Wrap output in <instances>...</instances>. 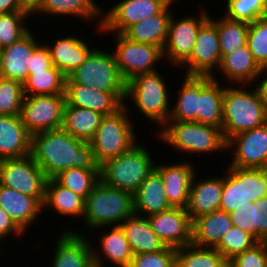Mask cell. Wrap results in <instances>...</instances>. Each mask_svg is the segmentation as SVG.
<instances>
[{"label":"cell","instance_id":"c3c4849f","mask_svg":"<svg viewBox=\"0 0 267 267\" xmlns=\"http://www.w3.org/2000/svg\"><path fill=\"white\" fill-rule=\"evenodd\" d=\"M230 214L233 226L241 228L256 239V226H254V202L239 206Z\"/></svg>","mask_w":267,"mask_h":267},{"label":"cell","instance_id":"11a10c76","mask_svg":"<svg viewBox=\"0 0 267 267\" xmlns=\"http://www.w3.org/2000/svg\"><path fill=\"white\" fill-rule=\"evenodd\" d=\"M43 0H22L23 4L33 12Z\"/></svg>","mask_w":267,"mask_h":267},{"label":"cell","instance_id":"7a4b0ae2","mask_svg":"<svg viewBox=\"0 0 267 267\" xmlns=\"http://www.w3.org/2000/svg\"><path fill=\"white\" fill-rule=\"evenodd\" d=\"M133 214V194L101 181L85 198L83 219L90 228L117 226Z\"/></svg>","mask_w":267,"mask_h":267},{"label":"cell","instance_id":"44dd1931","mask_svg":"<svg viewBox=\"0 0 267 267\" xmlns=\"http://www.w3.org/2000/svg\"><path fill=\"white\" fill-rule=\"evenodd\" d=\"M195 167L189 162L158 164L155 170L160 174L166 197L172 207L186 209L189 202L190 185Z\"/></svg>","mask_w":267,"mask_h":267},{"label":"cell","instance_id":"9c48e42d","mask_svg":"<svg viewBox=\"0 0 267 267\" xmlns=\"http://www.w3.org/2000/svg\"><path fill=\"white\" fill-rule=\"evenodd\" d=\"M223 177L219 209L231 213L267 196V169L228 167Z\"/></svg>","mask_w":267,"mask_h":267},{"label":"cell","instance_id":"8992f818","mask_svg":"<svg viewBox=\"0 0 267 267\" xmlns=\"http://www.w3.org/2000/svg\"><path fill=\"white\" fill-rule=\"evenodd\" d=\"M127 104L110 115H104L96 134L89 142L96 162L120 156L130 150L137 142L134 126L130 122ZM128 110V111H127ZM133 127V128H132Z\"/></svg>","mask_w":267,"mask_h":267},{"label":"cell","instance_id":"f546056e","mask_svg":"<svg viewBox=\"0 0 267 267\" xmlns=\"http://www.w3.org/2000/svg\"><path fill=\"white\" fill-rule=\"evenodd\" d=\"M174 1L172 0L158 15L130 26L123 35L132 41L153 44L163 50L167 41L169 21L173 15L169 9Z\"/></svg>","mask_w":267,"mask_h":267},{"label":"cell","instance_id":"4316f807","mask_svg":"<svg viewBox=\"0 0 267 267\" xmlns=\"http://www.w3.org/2000/svg\"><path fill=\"white\" fill-rule=\"evenodd\" d=\"M133 201L134 213L141 216L144 214V217L172 208L166 197L162 178L156 170H153L133 194Z\"/></svg>","mask_w":267,"mask_h":267},{"label":"cell","instance_id":"2e32d148","mask_svg":"<svg viewBox=\"0 0 267 267\" xmlns=\"http://www.w3.org/2000/svg\"><path fill=\"white\" fill-rule=\"evenodd\" d=\"M221 59L217 27L208 19L197 33L191 57L182 65L187 67L185 75L213 76V70L219 68Z\"/></svg>","mask_w":267,"mask_h":267},{"label":"cell","instance_id":"9f6ffc18","mask_svg":"<svg viewBox=\"0 0 267 267\" xmlns=\"http://www.w3.org/2000/svg\"><path fill=\"white\" fill-rule=\"evenodd\" d=\"M121 267H132L131 265L121 266Z\"/></svg>","mask_w":267,"mask_h":267},{"label":"cell","instance_id":"f1b7e54d","mask_svg":"<svg viewBox=\"0 0 267 267\" xmlns=\"http://www.w3.org/2000/svg\"><path fill=\"white\" fill-rule=\"evenodd\" d=\"M230 82L242 84L250 88V83L257 81L262 67L257 63L247 44L238 50L222 57L218 71ZM240 82V83H239ZM248 85V86H247Z\"/></svg>","mask_w":267,"mask_h":267},{"label":"cell","instance_id":"74e56055","mask_svg":"<svg viewBox=\"0 0 267 267\" xmlns=\"http://www.w3.org/2000/svg\"><path fill=\"white\" fill-rule=\"evenodd\" d=\"M99 250L106 259L116 267L130 265L134 254L126 235L120 225L112 227L110 232H105L100 239Z\"/></svg>","mask_w":267,"mask_h":267},{"label":"cell","instance_id":"30bf717a","mask_svg":"<svg viewBox=\"0 0 267 267\" xmlns=\"http://www.w3.org/2000/svg\"><path fill=\"white\" fill-rule=\"evenodd\" d=\"M116 35V49L113 52L116 64L126 82L135 76L158 71L156 62L164 59L163 50L153 44H143L128 39L121 33Z\"/></svg>","mask_w":267,"mask_h":267},{"label":"cell","instance_id":"d4e9b609","mask_svg":"<svg viewBox=\"0 0 267 267\" xmlns=\"http://www.w3.org/2000/svg\"><path fill=\"white\" fill-rule=\"evenodd\" d=\"M213 76H199L197 122L222 129L224 86Z\"/></svg>","mask_w":267,"mask_h":267},{"label":"cell","instance_id":"3957f363","mask_svg":"<svg viewBox=\"0 0 267 267\" xmlns=\"http://www.w3.org/2000/svg\"><path fill=\"white\" fill-rule=\"evenodd\" d=\"M245 88L224 87L222 132L226 141L267 123V110L258 93Z\"/></svg>","mask_w":267,"mask_h":267},{"label":"cell","instance_id":"f6af8a7d","mask_svg":"<svg viewBox=\"0 0 267 267\" xmlns=\"http://www.w3.org/2000/svg\"><path fill=\"white\" fill-rule=\"evenodd\" d=\"M247 46L257 63L262 68H267V17L249 24Z\"/></svg>","mask_w":267,"mask_h":267},{"label":"cell","instance_id":"9a60e30c","mask_svg":"<svg viewBox=\"0 0 267 267\" xmlns=\"http://www.w3.org/2000/svg\"><path fill=\"white\" fill-rule=\"evenodd\" d=\"M58 236L52 267H104L101 254L82 233L65 230Z\"/></svg>","mask_w":267,"mask_h":267},{"label":"cell","instance_id":"603a6c76","mask_svg":"<svg viewBox=\"0 0 267 267\" xmlns=\"http://www.w3.org/2000/svg\"><path fill=\"white\" fill-rule=\"evenodd\" d=\"M195 176L196 174L191 181L189 202L186 207L191 221L218 210L223 189V176L204 178L201 181H197Z\"/></svg>","mask_w":267,"mask_h":267},{"label":"cell","instance_id":"816d5d0a","mask_svg":"<svg viewBox=\"0 0 267 267\" xmlns=\"http://www.w3.org/2000/svg\"><path fill=\"white\" fill-rule=\"evenodd\" d=\"M14 233L17 236L23 235L24 232L15 221L0 207V240Z\"/></svg>","mask_w":267,"mask_h":267},{"label":"cell","instance_id":"4dcf8cb0","mask_svg":"<svg viewBox=\"0 0 267 267\" xmlns=\"http://www.w3.org/2000/svg\"><path fill=\"white\" fill-rule=\"evenodd\" d=\"M134 255L163 250L166 245L152 230L147 217L133 214L120 224Z\"/></svg>","mask_w":267,"mask_h":267},{"label":"cell","instance_id":"5b68a950","mask_svg":"<svg viewBox=\"0 0 267 267\" xmlns=\"http://www.w3.org/2000/svg\"><path fill=\"white\" fill-rule=\"evenodd\" d=\"M162 127L156 133L158 137L179 152L201 154L227 149V141L218 127L186 121H167Z\"/></svg>","mask_w":267,"mask_h":267},{"label":"cell","instance_id":"cb8c5ba5","mask_svg":"<svg viewBox=\"0 0 267 267\" xmlns=\"http://www.w3.org/2000/svg\"><path fill=\"white\" fill-rule=\"evenodd\" d=\"M31 155V135L20 115H0V160Z\"/></svg>","mask_w":267,"mask_h":267},{"label":"cell","instance_id":"7dc6e473","mask_svg":"<svg viewBox=\"0 0 267 267\" xmlns=\"http://www.w3.org/2000/svg\"><path fill=\"white\" fill-rule=\"evenodd\" d=\"M229 267H267V242L258 241L250 249L229 260Z\"/></svg>","mask_w":267,"mask_h":267},{"label":"cell","instance_id":"5bb4252c","mask_svg":"<svg viewBox=\"0 0 267 267\" xmlns=\"http://www.w3.org/2000/svg\"><path fill=\"white\" fill-rule=\"evenodd\" d=\"M174 18L171 15L163 56H165L164 58L168 57L170 63L180 67L191 57L197 33L200 27L210 18V15L201 11L199 18L186 16L176 21Z\"/></svg>","mask_w":267,"mask_h":267},{"label":"cell","instance_id":"4fadbf2b","mask_svg":"<svg viewBox=\"0 0 267 267\" xmlns=\"http://www.w3.org/2000/svg\"><path fill=\"white\" fill-rule=\"evenodd\" d=\"M172 0H123L102 14L101 31L123 34L130 26L158 15Z\"/></svg>","mask_w":267,"mask_h":267},{"label":"cell","instance_id":"8fae6325","mask_svg":"<svg viewBox=\"0 0 267 267\" xmlns=\"http://www.w3.org/2000/svg\"><path fill=\"white\" fill-rule=\"evenodd\" d=\"M65 106V95L25 96L20 118L31 136L61 129Z\"/></svg>","mask_w":267,"mask_h":267},{"label":"cell","instance_id":"7bdbcfd3","mask_svg":"<svg viewBox=\"0 0 267 267\" xmlns=\"http://www.w3.org/2000/svg\"><path fill=\"white\" fill-rule=\"evenodd\" d=\"M23 83L0 77V115H20L24 100Z\"/></svg>","mask_w":267,"mask_h":267},{"label":"cell","instance_id":"f5cc1de1","mask_svg":"<svg viewBox=\"0 0 267 267\" xmlns=\"http://www.w3.org/2000/svg\"><path fill=\"white\" fill-rule=\"evenodd\" d=\"M16 11H30L22 0H0V14Z\"/></svg>","mask_w":267,"mask_h":267},{"label":"cell","instance_id":"ba28073f","mask_svg":"<svg viewBox=\"0 0 267 267\" xmlns=\"http://www.w3.org/2000/svg\"><path fill=\"white\" fill-rule=\"evenodd\" d=\"M66 84H80L102 92H126L113 52L94 48L85 62L67 76Z\"/></svg>","mask_w":267,"mask_h":267},{"label":"cell","instance_id":"bcb514c9","mask_svg":"<svg viewBox=\"0 0 267 267\" xmlns=\"http://www.w3.org/2000/svg\"><path fill=\"white\" fill-rule=\"evenodd\" d=\"M132 267H176V249L166 246L161 251L134 255Z\"/></svg>","mask_w":267,"mask_h":267},{"label":"cell","instance_id":"ab89813d","mask_svg":"<svg viewBox=\"0 0 267 267\" xmlns=\"http://www.w3.org/2000/svg\"><path fill=\"white\" fill-rule=\"evenodd\" d=\"M54 179L63 187L85 199L99 183L100 169L72 167L61 171Z\"/></svg>","mask_w":267,"mask_h":267},{"label":"cell","instance_id":"e0dca14e","mask_svg":"<svg viewBox=\"0 0 267 267\" xmlns=\"http://www.w3.org/2000/svg\"><path fill=\"white\" fill-rule=\"evenodd\" d=\"M226 146L235 150L229 167L267 169V123L232 136Z\"/></svg>","mask_w":267,"mask_h":267},{"label":"cell","instance_id":"681fc988","mask_svg":"<svg viewBox=\"0 0 267 267\" xmlns=\"http://www.w3.org/2000/svg\"><path fill=\"white\" fill-rule=\"evenodd\" d=\"M254 226L256 240L267 242V196L254 201Z\"/></svg>","mask_w":267,"mask_h":267},{"label":"cell","instance_id":"ee69618b","mask_svg":"<svg viewBox=\"0 0 267 267\" xmlns=\"http://www.w3.org/2000/svg\"><path fill=\"white\" fill-rule=\"evenodd\" d=\"M258 241L248 232L239 227L232 226L224 234L220 243L215 247L228 261L235 255L250 249Z\"/></svg>","mask_w":267,"mask_h":267},{"label":"cell","instance_id":"b9f144b4","mask_svg":"<svg viewBox=\"0 0 267 267\" xmlns=\"http://www.w3.org/2000/svg\"><path fill=\"white\" fill-rule=\"evenodd\" d=\"M225 17L248 24L267 17V0H226Z\"/></svg>","mask_w":267,"mask_h":267},{"label":"cell","instance_id":"ac0fdd59","mask_svg":"<svg viewBox=\"0 0 267 267\" xmlns=\"http://www.w3.org/2000/svg\"><path fill=\"white\" fill-rule=\"evenodd\" d=\"M147 219L166 246L178 249L192 243V221L186 209L172 207Z\"/></svg>","mask_w":267,"mask_h":267},{"label":"cell","instance_id":"f35d334b","mask_svg":"<svg viewBox=\"0 0 267 267\" xmlns=\"http://www.w3.org/2000/svg\"><path fill=\"white\" fill-rule=\"evenodd\" d=\"M221 19L209 18L217 27L219 35V47L222 57L230 54L247 44L249 24L242 21H234L222 16Z\"/></svg>","mask_w":267,"mask_h":267},{"label":"cell","instance_id":"d6a6232c","mask_svg":"<svg viewBox=\"0 0 267 267\" xmlns=\"http://www.w3.org/2000/svg\"><path fill=\"white\" fill-rule=\"evenodd\" d=\"M85 199L60 185L54 178L46 180L43 207L53 208L60 215L80 217L84 213Z\"/></svg>","mask_w":267,"mask_h":267},{"label":"cell","instance_id":"83f0119b","mask_svg":"<svg viewBox=\"0 0 267 267\" xmlns=\"http://www.w3.org/2000/svg\"><path fill=\"white\" fill-rule=\"evenodd\" d=\"M232 226L230 214L223 210L202 215L192 221V244L215 248Z\"/></svg>","mask_w":267,"mask_h":267},{"label":"cell","instance_id":"db71d44e","mask_svg":"<svg viewBox=\"0 0 267 267\" xmlns=\"http://www.w3.org/2000/svg\"><path fill=\"white\" fill-rule=\"evenodd\" d=\"M261 75H265V78L258 85H256L255 90L258 93L259 99L267 110V68L262 69L259 76L261 77Z\"/></svg>","mask_w":267,"mask_h":267},{"label":"cell","instance_id":"e575fe53","mask_svg":"<svg viewBox=\"0 0 267 267\" xmlns=\"http://www.w3.org/2000/svg\"><path fill=\"white\" fill-rule=\"evenodd\" d=\"M67 76L54 65L46 70L28 74L23 83L25 96L65 95Z\"/></svg>","mask_w":267,"mask_h":267},{"label":"cell","instance_id":"f907efd6","mask_svg":"<svg viewBox=\"0 0 267 267\" xmlns=\"http://www.w3.org/2000/svg\"><path fill=\"white\" fill-rule=\"evenodd\" d=\"M53 66L47 45H39L33 52L30 62L29 74L46 71Z\"/></svg>","mask_w":267,"mask_h":267},{"label":"cell","instance_id":"7402d4cb","mask_svg":"<svg viewBox=\"0 0 267 267\" xmlns=\"http://www.w3.org/2000/svg\"><path fill=\"white\" fill-rule=\"evenodd\" d=\"M45 198H34L0 185V207L25 232L42 213Z\"/></svg>","mask_w":267,"mask_h":267},{"label":"cell","instance_id":"60d3db41","mask_svg":"<svg viewBox=\"0 0 267 267\" xmlns=\"http://www.w3.org/2000/svg\"><path fill=\"white\" fill-rule=\"evenodd\" d=\"M33 15L31 11H16L0 14V48L3 49L20 40L30 30L24 24Z\"/></svg>","mask_w":267,"mask_h":267},{"label":"cell","instance_id":"484cf974","mask_svg":"<svg viewBox=\"0 0 267 267\" xmlns=\"http://www.w3.org/2000/svg\"><path fill=\"white\" fill-rule=\"evenodd\" d=\"M52 64L66 76L80 67L86 60L90 49L88 45L77 36H65L54 40V45H47Z\"/></svg>","mask_w":267,"mask_h":267},{"label":"cell","instance_id":"836d02e7","mask_svg":"<svg viewBox=\"0 0 267 267\" xmlns=\"http://www.w3.org/2000/svg\"><path fill=\"white\" fill-rule=\"evenodd\" d=\"M102 10L94 0H43L39 6L32 12V14L44 13L50 15H71L75 17H81V19H93L96 17L100 20L98 23V28L102 25ZM37 12V13H36ZM99 17L101 19H99Z\"/></svg>","mask_w":267,"mask_h":267},{"label":"cell","instance_id":"ffe728a7","mask_svg":"<svg viewBox=\"0 0 267 267\" xmlns=\"http://www.w3.org/2000/svg\"><path fill=\"white\" fill-rule=\"evenodd\" d=\"M40 45L30 31L20 40L1 50L0 77L24 83L34 50Z\"/></svg>","mask_w":267,"mask_h":267},{"label":"cell","instance_id":"d6986e66","mask_svg":"<svg viewBox=\"0 0 267 267\" xmlns=\"http://www.w3.org/2000/svg\"><path fill=\"white\" fill-rule=\"evenodd\" d=\"M126 92H102L80 84H66V103L70 106L90 109L103 115L119 110L125 101Z\"/></svg>","mask_w":267,"mask_h":267},{"label":"cell","instance_id":"52a82bcc","mask_svg":"<svg viewBox=\"0 0 267 267\" xmlns=\"http://www.w3.org/2000/svg\"><path fill=\"white\" fill-rule=\"evenodd\" d=\"M166 84L157 71L137 75L127 82L125 100L132 99L140 113L162 127L171 115Z\"/></svg>","mask_w":267,"mask_h":267},{"label":"cell","instance_id":"d590c367","mask_svg":"<svg viewBox=\"0 0 267 267\" xmlns=\"http://www.w3.org/2000/svg\"><path fill=\"white\" fill-rule=\"evenodd\" d=\"M176 105L171 108L168 121L197 122L199 76H184Z\"/></svg>","mask_w":267,"mask_h":267},{"label":"cell","instance_id":"7c38bea8","mask_svg":"<svg viewBox=\"0 0 267 267\" xmlns=\"http://www.w3.org/2000/svg\"><path fill=\"white\" fill-rule=\"evenodd\" d=\"M46 180L31 155L0 160V185L34 198H45Z\"/></svg>","mask_w":267,"mask_h":267},{"label":"cell","instance_id":"6da1fadb","mask_svg":"<svg viewBox=\"0 0 267 267\" xmlns=\"http://www.w3.org/2000/svg\"><path fill=\"white\" fill-rule=\"evenodd\" d=\"M31 156L47 179L72 167L100 169L91 145L62 129L33 134Z\"/></svg>","mask_w":267,"mask_h":267},{"label":"cell","instance_id":"277c9868","mask_svg":"<svg viewBox=\"0 0 267 267\" xmlns=\"http://www.w3.org/2000/svg\"><path fill=\"white\" fill-rule=\"evenodd\" d=\"M146 147L135 144L120 156L99 165L100 181L134 194L142 182L155 170V162Z\"/></svg>","mask_w":267,"mask_h":267},{"label":"cell","instance_id":"8d00e7d4","mask_svg":"<svg viewBox=\"0 0 267 267\" xmlns=\"http://www.w3.org/2000/svg\"><path fill=\"white\" fill-rule=\"evenodd\" d=\"M176 267H229V261L215 248L188 244L176 249Z\"/></svg>","mask_w":267,"mask_h":267},{"label":"cell","instance_id":"1f68e13d","mask_svg":"<svg viewBox=\"0 0 267 267\" xmlns=\"http://www.w3.org/2000/svg\"><path fill=\"white\" fill-rule=\"evenodd\" d=\"M103 114L66 103L61 129L71 136L89 143L97 132Z\"/></svg>","mask_w":267,"mask_h":267}]
</instances>
